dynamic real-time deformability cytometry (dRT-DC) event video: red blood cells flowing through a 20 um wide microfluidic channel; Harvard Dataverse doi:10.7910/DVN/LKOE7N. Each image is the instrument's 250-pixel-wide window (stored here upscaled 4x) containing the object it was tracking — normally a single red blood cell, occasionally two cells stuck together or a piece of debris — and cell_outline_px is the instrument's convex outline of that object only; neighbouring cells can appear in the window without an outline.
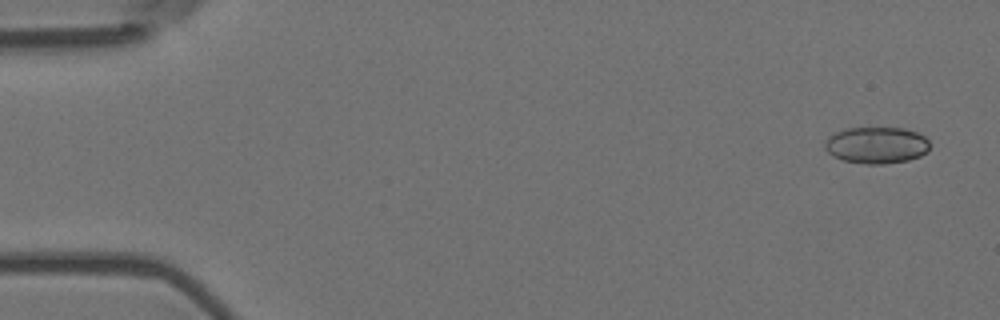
{"species": "Egyptian fruit bat (a non-hibernating species)", "species_latin": "Rousettus aegyptiacus", "temperature_condition": "room temperature", "stored_images_in_passage": 5, "camera_frame_rate_fps": 3000, "um_per_image_px": 0.085, "animal": {"sex": "female"}, "frame": {"image": 1, "passage_image": 1, "time_ms": 0.0, "image_size_px": [1000, 320], "cell_outline_px": [[928, 152], [920, 156], [908, 160], [884, 164], [868, 164], [844, 160], [832, 156], [824, 148], [824, 144], [828, 136], [832, 132], [848, 128], [904, 128], [916, 132], [924, 136], [928, 140]], "centroid_in_image_um": [74.47, 12.33], "position_along_channel_um": 10.5, "area_um2": 22.48}}
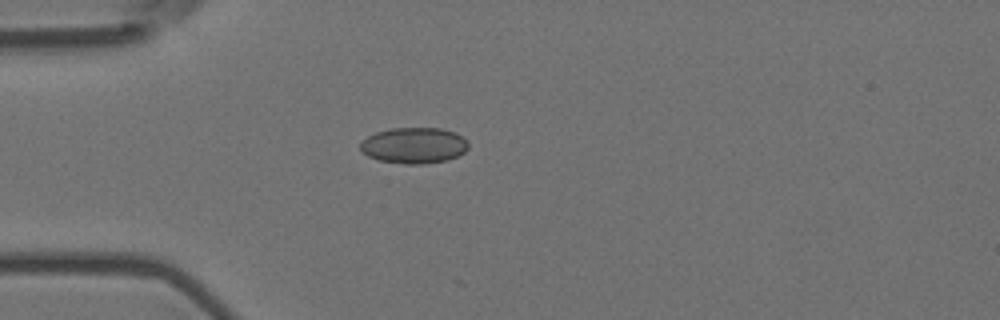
{"frame": {"image": 2, "passage_image": 4, "time_ms": 1.0, "image_size_px": [1000, 320], "cell_outline_px": [[468, 148], [464, 152], [448, 160], [424, 164], [404, 164], [380, 160], [368, 156], [360, 152], [360, 144], [368, 136], [376, 132], [392, 128], [440, 128], [456, 132], [468, 140]], "centroid_in_image_um": [35.2, 12.36], "position_along_channel_um": 49.8, "area_um2": 22.77}}